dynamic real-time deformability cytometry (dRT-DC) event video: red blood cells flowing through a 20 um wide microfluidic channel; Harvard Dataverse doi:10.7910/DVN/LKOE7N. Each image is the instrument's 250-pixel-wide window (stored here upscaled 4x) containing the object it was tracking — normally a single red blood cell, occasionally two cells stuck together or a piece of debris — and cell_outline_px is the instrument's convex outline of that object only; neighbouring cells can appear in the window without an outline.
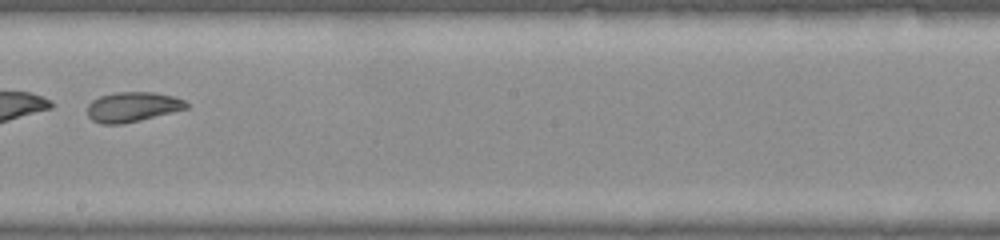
{"species": "common noctule bat (a hibernating species)", "species_latin": "Nyctalus noctula", "temperature_condition": "warm", "stored_images_in_passage": 41, "camera_frame_rate_fps": 3000, "um_per_image_px": 0.085, "animal": {"sex": "female", "body_mass_g": 22.0, "forearm_length_mm": 56.7}, "frame": {"image": 1, "passage_image": 24, "time_ms": 7.667, "image_size_px": [1000, 240], "cell_outline_px": [[188, 108], [140, 120], [120, 124], [100, 124], [92, 120], [88, 116], [88, 104], [92, 100], [100, 96], [116, 92], [152, 92], [172, 96], [184, 100], [188, 104]], "centroid_in_image_um": [11.24, 9.09], "position_along_channel_um": 237.0, "area_um2": 17.11}}